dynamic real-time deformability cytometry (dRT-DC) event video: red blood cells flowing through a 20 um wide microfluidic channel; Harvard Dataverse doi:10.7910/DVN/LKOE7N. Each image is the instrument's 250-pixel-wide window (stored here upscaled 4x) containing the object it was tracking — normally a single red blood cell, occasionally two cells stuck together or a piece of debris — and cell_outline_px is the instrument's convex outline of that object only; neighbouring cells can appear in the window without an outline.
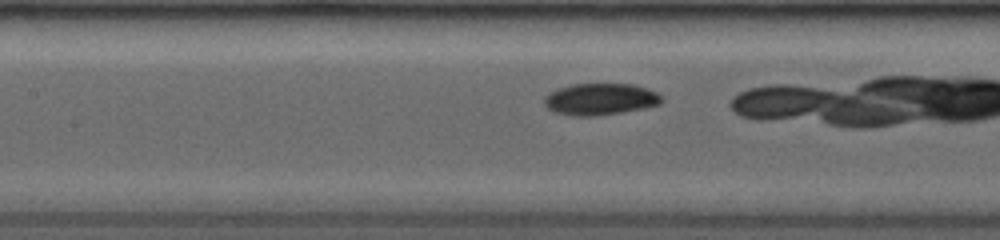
{"species": "common noctule bat (a hibernating species)", "species_latin": "Nyctalus noctula", "temperature_condition": "room temperature", "stored_images_in_passage": 12, "camera_frame_rate_fps": 3500, "um_per_image_px": 0.085, "animal": {"sex": "female", "body_mass_g": 19.0, "forearm_length_mm": 53.3}, "frame": {"image": 1, "passage_image": 6, "time_ms": 2.0, "image_size_px": [1000, 240], "cell_outline_px": [[664, 100], [660, 104], [644, 108], [596, 116], [572, 116], [552, 112], [544, 104], [544, 96], [560, 88], [572, 84], [632, 84], [656, 92]], "centroid_in_image_um": [51.0, 8.44], "position_along_channel_um": 156.4, "area_um2": 21.56}}